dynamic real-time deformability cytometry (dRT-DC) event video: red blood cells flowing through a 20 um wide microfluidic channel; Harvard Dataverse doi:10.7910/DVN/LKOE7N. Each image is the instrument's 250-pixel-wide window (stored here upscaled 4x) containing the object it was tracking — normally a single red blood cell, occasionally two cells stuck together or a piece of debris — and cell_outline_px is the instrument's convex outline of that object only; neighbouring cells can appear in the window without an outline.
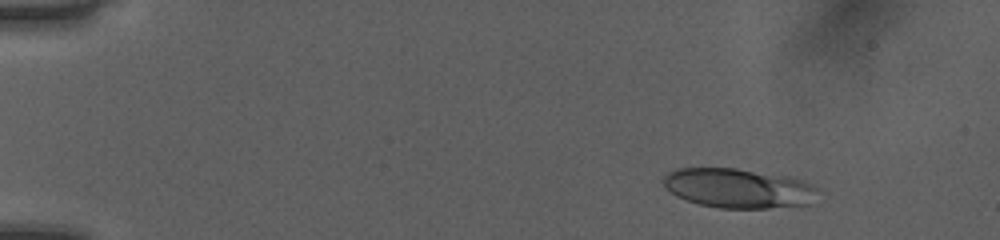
{"species": "human", "species_latin": "Homo sapiens", "temperature_condition": "room temperature", "stored_images_in_passage": 29, "camera_frame_rate_fps": 3000, "um_per_image_px": 0.085, "donor": {"sex": "female"}, "frame": {"image": 1, "passage_image": 7, "time_ms": 2.0, "image_size_px": [1000, 240], "cell_outline_px": [[816, 188], [812, 204], [768, 208], [720, 208], [700, 204], [676, 196], [664, 184], [664, 176], [668, 172], [676, 168], [736, 168], [796, 176]], "centroid_in_image_um": [62.79, 15.98], "position_along_channel_um": 22.2, "area_um2": 35.66}}
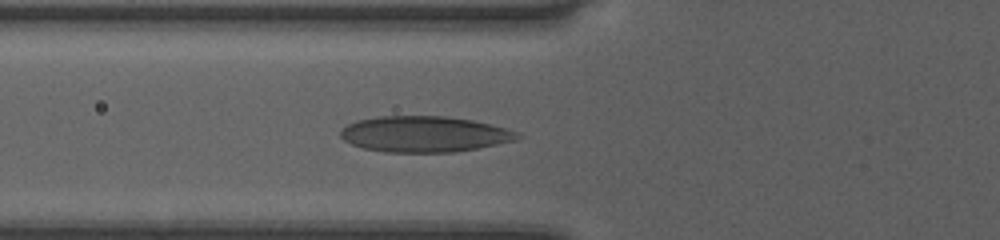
{"frame": {"image": 2, "passage_image": 20, "time_ms": 6.333, "image_size_px": [1000, 240], "cell_outline_px": [[524, 136], [516, 140], [476, 148], [452, 152], [384, 152], [364, 148], [352, 144], [344, 140], [340, 136], [340, 132], [348, 124], [356, 120], [376, 116], [444, 116], [472, 120], [504, 128], [516, 132]], "centroid_in_image_um": [36.04, 11.39], "position_along_channel_um": 89.8, "area_um2": 36.76}}
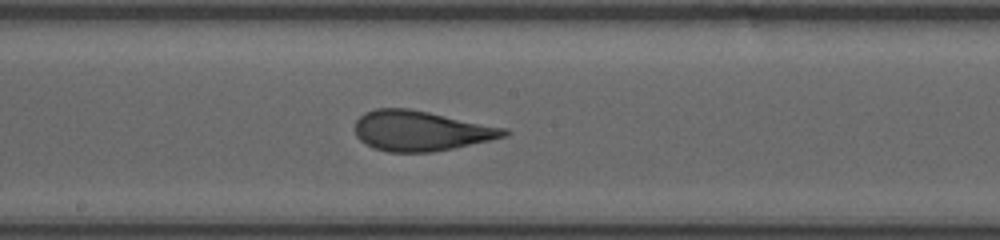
{"frame": {"image": 3, "passage_image": 29, "time_ms": 9.333, "image_size_px": [1000, 240], "cell_outline_px": [[512, 132], [508, 136], [452, 148], [432, 152], [388, 152], [372, 148], [360, 140], [356, 136], [356, 120], [364, 112], [376, 108], [408, 108], [508, 128]], "centroid_in_image_um": [35.78, 11.12], "position_along_channel_um": 212.4, "area_um2": 34.91}}